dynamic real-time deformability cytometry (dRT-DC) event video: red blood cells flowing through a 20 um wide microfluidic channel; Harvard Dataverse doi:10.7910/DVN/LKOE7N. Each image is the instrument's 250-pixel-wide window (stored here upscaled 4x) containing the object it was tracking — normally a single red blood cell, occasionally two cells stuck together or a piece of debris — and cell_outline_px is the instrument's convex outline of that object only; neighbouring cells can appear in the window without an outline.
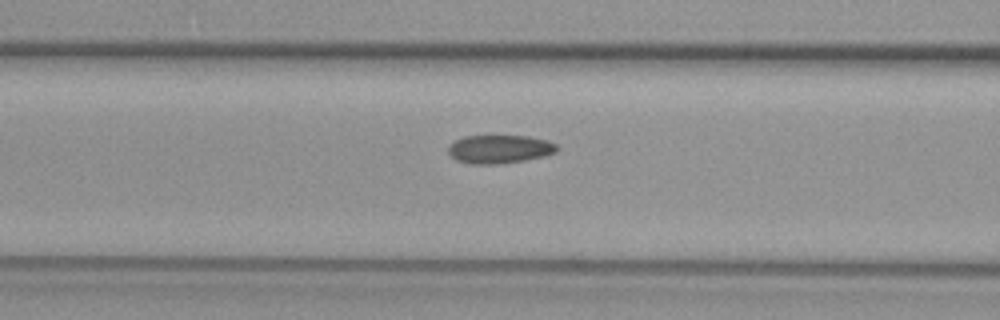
{"species": "common noctule bat (a hibernating species)", "species_latin": "Nyctalus noctula", "temperature_condition": "warm", "stored_images_in_passage": 15, "camera_frame_rate_fps": 3000, "um_per_image_px": 0.085, "animal": {"sex": "female", "body_mass_g": 29.2, "forearm_length_mm": 56.3}, "frame": {"image": 1, "passage_image": 13, "time_ms": 4.0, "image_size_px": [1000, 320], "cell_outline_px": [[560, 148], [556, 152], [544, 156], [524, 160], [496, 164], [472, 164], [456, 160], [448, 152], [448, 148], [456, 140], [464, 136], [528, 136], [548, 140], [556, 144]], "centroid_in_image_um": [42.49, 12.67], "position_along_channel_um": 124.1, "area_um2": 17.92}}